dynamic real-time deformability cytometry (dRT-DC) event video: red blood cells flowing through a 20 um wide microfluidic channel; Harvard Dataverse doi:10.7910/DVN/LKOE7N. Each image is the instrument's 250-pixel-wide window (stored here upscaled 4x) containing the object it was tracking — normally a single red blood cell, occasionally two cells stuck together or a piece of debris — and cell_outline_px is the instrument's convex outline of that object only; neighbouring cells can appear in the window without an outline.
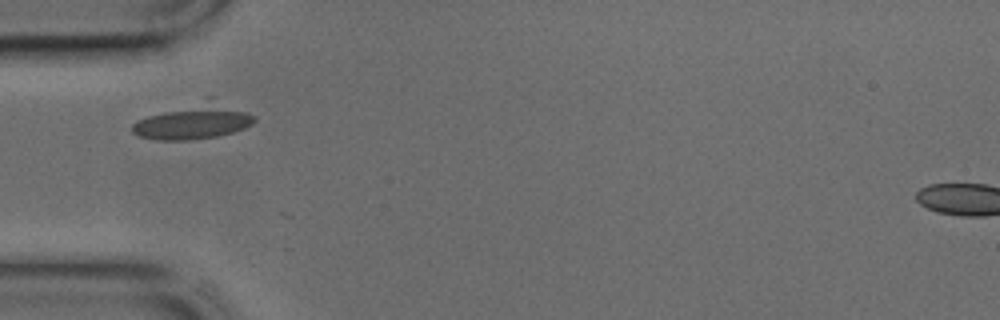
{"species": "common noctule bat (a hibernating species)", "species_latin": "Nyctalus noctula", "temperature_condition": "cold", "stored_images_in_passage": 31, "camera_frame_rate_fps": 3000, "um_per_image_px": 0.085, "animal": {"sex": "male", "body_mass_g": 17.9, "forearm_length_mm": 54.2}, "frame": {"image": 1, "passage_image": 1, "time_ms": 0.0, "image_size_px": [1000, 320], "cell_outline_px": [[256, 120], [252, 124], [244, 128], [232, 132], [216, 136], [188, 140], [156, 140], [136, 136], [132, 132], [132, 124], [136, 120], [208, 96], [248, 112], [256, 116]], "centroid_in_image_um": [16.45, 10.31], "position_along_channel_um": 68.6, "area_um2": 25.32}}
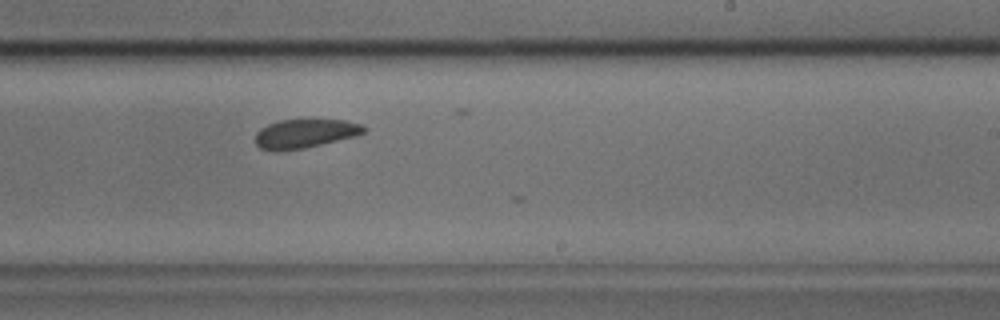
{"frame": {"image": 2, "passage_image": 14, "time_ms": 4.333, "image_size_px": [1000, 320], "cell_outline_px": [[368, 128], [364, 132], [356, 136], [304, 148], [276, 152], [260, 148], [256, 144], [256, 132], [260, 128], [268, 124], [280, 120], [308, 116], [344, 120], [360, 124]], "centroid_in_image_um": [25.93, 11.3], "position_along_channel_um": 263.1, "area_um2": 19.19}}
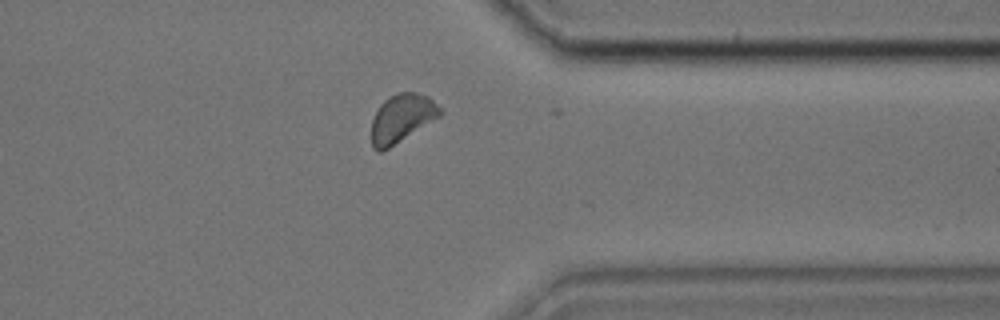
{"frame": {"image": 3, "passage_image": 22, "time_ms": 7.0, "image_size_px": [1000, 320], "cell_outline_px": [[440, 116], [388, 148], [380, 152], [376, 152], [372, 148], [372, 120], [380, 104], [388, 96], [400, 92], [416, 92], [428, 96], [440, 108]], "centroid_in_image_um": [34.11, 10.04], "position_along_channel_um": 377.3, "area_um2": 18.96}}